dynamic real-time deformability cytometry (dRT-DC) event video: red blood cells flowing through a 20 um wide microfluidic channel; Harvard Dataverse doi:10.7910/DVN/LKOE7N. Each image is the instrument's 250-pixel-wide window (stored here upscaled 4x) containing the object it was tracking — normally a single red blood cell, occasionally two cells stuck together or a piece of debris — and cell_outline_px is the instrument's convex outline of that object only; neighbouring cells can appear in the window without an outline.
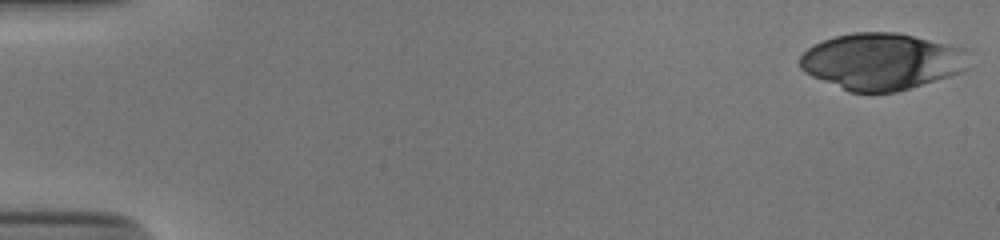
{"species": "human", "species_latin": "Homo sapiens", "temperature_condition": "cold", "stored_images_in_passage": 51, "camera_frame_rate_fps": 3000, "um_per_image_px": 0.085, "donor": {"sex": "male"}, "frame": {"image": 1, "passage_image": 1, "time_ms": 0.0, "image_size_px": [1000, 240], "cell_outline_px": [[964, 68], [960, 72], [948, 76], [896, 92], [848, 92], [812, 76], [804, 72], [800, 68], [800, 56], [812, 44], [836, 36], [852, 32], [896, 32], [948, 44], [964, 48]], "centroid_in_image_um": [74.85, 5.22], "position_along_channel_um": 10.2, "area_um2": 55.08}}